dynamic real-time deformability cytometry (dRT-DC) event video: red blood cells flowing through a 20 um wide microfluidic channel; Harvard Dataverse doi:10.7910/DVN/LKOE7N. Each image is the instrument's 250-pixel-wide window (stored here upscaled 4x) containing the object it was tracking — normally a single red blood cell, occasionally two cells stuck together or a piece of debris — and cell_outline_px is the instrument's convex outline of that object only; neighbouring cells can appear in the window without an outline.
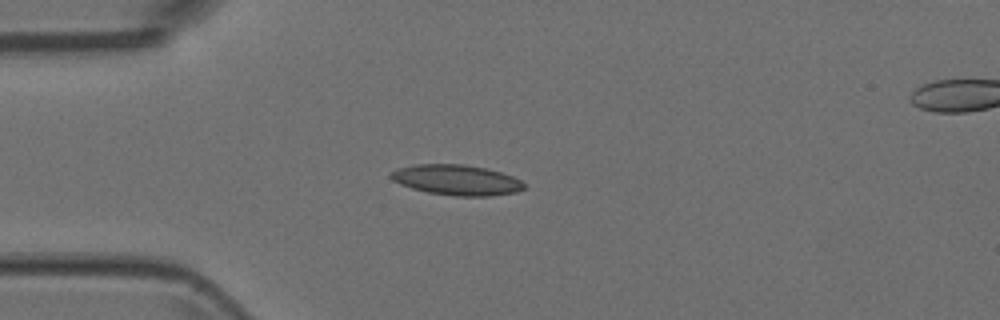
{"species": "Egyptian fruit bat (a non-hibernating species)", "species_latin": "Rousettus aegyptiacus", "temperature_condition": "room temperature", "stored_images_in_passage": 3, "camera_frame_rate_fps": 3000, "um_per_image_px": 0.085, "animal": {"sex": "female"}, "frame": {"image": 1, "passage_image": 2, "time_ms": 0.333, "image_size_px": [1000, 320], "cell_outline_px": [[524, 188], [516, 192], [488, 196], [456, 196], [428, 192], [412, 188], [400, 184], [392, 180], [388, 176], [388, 172], [396, 168], [416, 164], [464, 164], [484, 168], [500, 172], [512, 176], [520, 180], [524, 184]], "centroid_in_image_um": [38.75, 15.29], "position_along_channel_um": 46.3, "area_um2": 23.58}}